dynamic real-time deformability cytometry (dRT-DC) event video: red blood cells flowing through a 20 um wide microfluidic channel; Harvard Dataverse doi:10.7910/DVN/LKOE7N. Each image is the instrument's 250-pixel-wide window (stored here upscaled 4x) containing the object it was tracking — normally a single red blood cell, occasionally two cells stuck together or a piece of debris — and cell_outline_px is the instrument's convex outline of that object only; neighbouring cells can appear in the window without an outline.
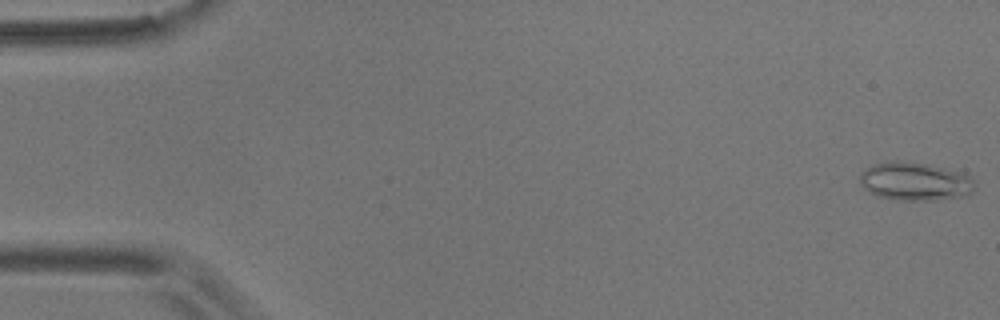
{"species": "common noctule bat (a hibernating species)", "species_latin": "Nyctalus noctula", "temperature_condition": "room temperature", "stored_images_in_passage": 6, "camera_frame_rate_fps": 3000, "um_per_image_px": 0.085, "animal": {"sex": "male", "body_mass_g": 17.9}, "frame": {"image": 1, "passage_image": 1, "time_ms": 0.0, "image_size_px": [1000, 320], "cell_outline_px": [[976, 188], [972, 192], [964, 196], [936, 200], [896, 200], [876, 196], [864, 188], [860, 184], [860, 172], [872, 164], [896, 160], [924, 164], [964, 172], [972, 180]], "centroid_in_image_um": [77.75, 15.43], "position_along_channel_um": 7.2, "area_um2": 25.72}}